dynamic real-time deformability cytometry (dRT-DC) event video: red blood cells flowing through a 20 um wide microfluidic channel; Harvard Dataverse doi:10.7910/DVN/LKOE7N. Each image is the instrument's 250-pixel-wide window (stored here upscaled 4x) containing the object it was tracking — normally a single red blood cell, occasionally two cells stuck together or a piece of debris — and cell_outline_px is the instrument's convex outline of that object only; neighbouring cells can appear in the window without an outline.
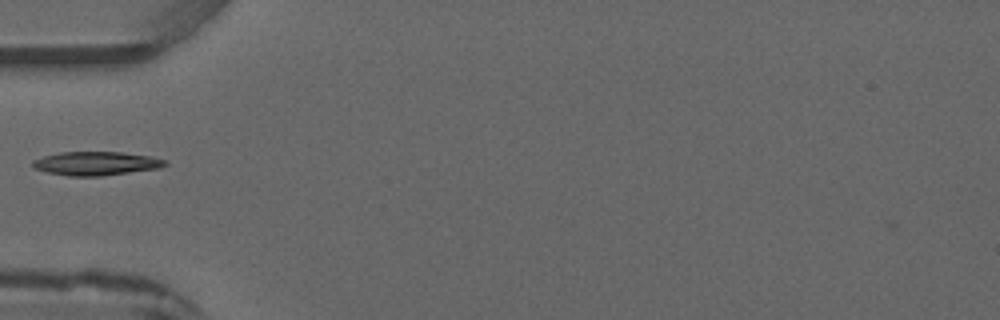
{"species": "common noctule bat (a hibernating species)", "species_latin": "Nyctalus noctula", "temperature_condition": "warm", "stored_images_in_passage": 5, "camera_frame_rate_fps": 3000, "um_per_image_px": 0.085, "animal": {"sex": "male", "forearm_length_mm": 52.5}, "frame": {"image": 1, "passage_image": 5, "time_ms": 4.667, "image_size_px": [1000, 320], "cell_outline_px": [[168, 164], [160, 168], [100, 176], [68, 176], [48, 172], [36, 168], [32, 164], [32, 160], [44, 156], [60, 152], [120, 152], [152, 156], [168, 160]], "centroid_in_image_um": [8.22, 13.89], "position_along_channel_um": 76.8, "area_um2": 18.26}}